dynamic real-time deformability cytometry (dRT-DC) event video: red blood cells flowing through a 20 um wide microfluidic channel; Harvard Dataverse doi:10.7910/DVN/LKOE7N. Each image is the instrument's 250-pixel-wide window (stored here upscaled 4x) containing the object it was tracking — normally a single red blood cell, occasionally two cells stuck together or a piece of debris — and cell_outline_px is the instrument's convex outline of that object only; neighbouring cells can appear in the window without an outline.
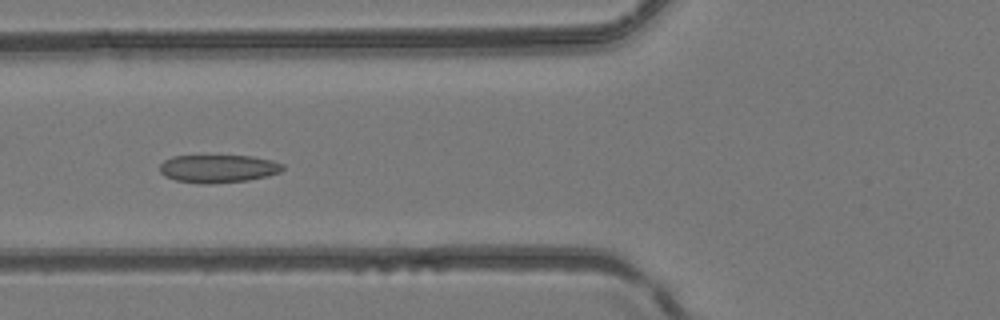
{"species": "common noctule bat (a hibernating species)", "species_latin": "Nyctalus noctula", "temperature_condition": "room temperature", "stored_images_in_passage": 42, "camera_frame_rate_fps": 3000, "um_per_image_px": 0.085, "animal": {"sex": "female", "body_mass_g": 24.6, "forearm_length_mm": 56.2}, "frame": {"image": 1, "passage_image": 15, "time_ms": 4.667, "image_size_px": [1000, 320], "cell_outline_px": [[284, 168], [280, 172], [268, 176], [248, 180], [212, 184], [204, 184], [176, 180], [164, 176], [160, 172], [160, 164], [164, 160], [172, 156], [252, 156], [272, 160], [284, 164]], "centroid_in_image_um": [18.55, 14.33], "position_along_channel_um": 107.2, "area_um2": 20.11}}
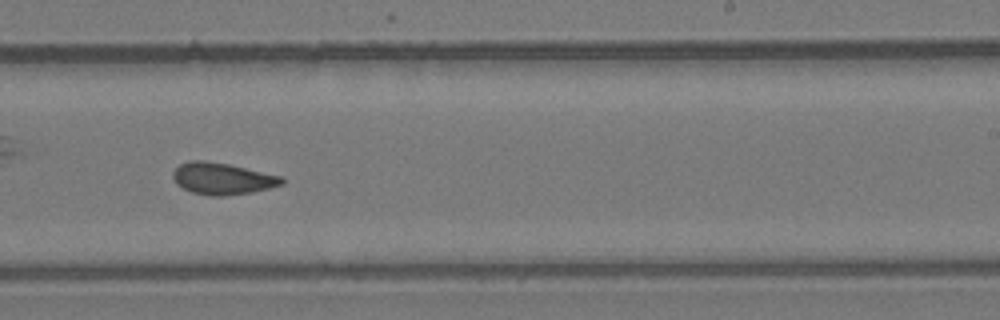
{"frame": {"image": 2, "passage_image": 26, "time_ms": 8.333, "image_size_px": [1000, 320], "cell_outline_px": [[284, 184], [252, 192], [224, 196], [212, 196], [192, 192], [176, 184], [172, 176], [172, 172], [180, 164], [188, 160], [204, 160], [228, 164], [284, 176]], "centroid_in_image_um": [18.91, 15.17], "position_along_channel_um": 270.1, "area_um2": 20.23}}
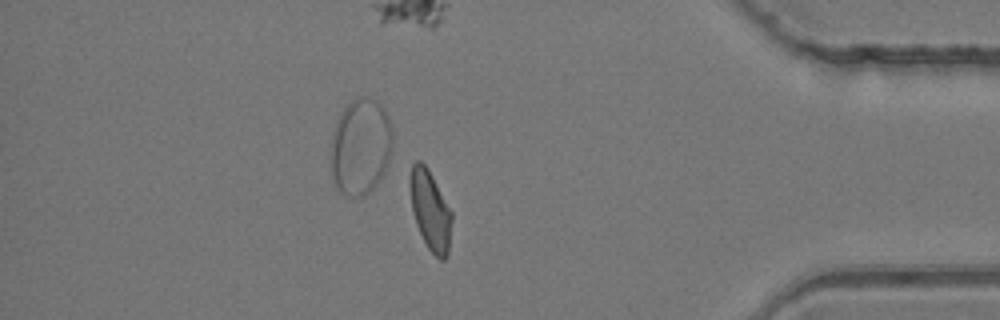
{"frame": {"image": 3, "passage_image": 37, "time_ms": 12.0, "image_size_px": [1000, 320], "cell_outline_px": [[452, 220], [448, 256], [444, 260], [440, 260], [428, 248], [416, 224], [412, 212], [408, 184], [408, 180], [412, 164], [416, 160], [420, 160], [428, 168], [452, 212]], "centroid_in_image_um": [36.56, 17.86], "position_along_channel_um": 398.6, "area_um2": 19.65}}